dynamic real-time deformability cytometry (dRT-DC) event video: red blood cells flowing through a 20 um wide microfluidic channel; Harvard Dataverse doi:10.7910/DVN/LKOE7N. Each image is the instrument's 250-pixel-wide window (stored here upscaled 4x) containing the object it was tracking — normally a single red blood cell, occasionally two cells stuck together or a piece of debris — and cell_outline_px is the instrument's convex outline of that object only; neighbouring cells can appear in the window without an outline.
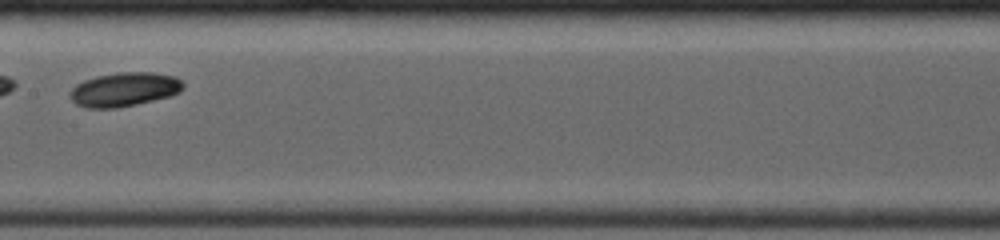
{"species": "common noctule bat (a hibernating species)", "species_latin": "Nyctalus noctula", "temperature_condition": "room temperature", "stored_images_in_passage": 27, "camera_frame_rate_fps": 4000, "um_per_image_px": 0.085, "animal": {"sex": "female", "body_mass_g": 19.0, "forearm_length_mm": 53.3}, "frame": {"image": 1, "passage_image": 12, "time_ms": 3.25, "image_size_px": [1000, 240], "cell_outline_px": [[184, 88], [180, 92], [172, 96], [136, 104], [116, 108], [84, 108], [76, 104], [68, 96], [72, 88], [76, 84], [84, 80], [96, 76], [120, 72], [152, 72], [176, 76], [184, 84]], "centroid_in_image_um": [10.57, 7.6], "position_along_channel_um": 196.8, "area_um2": 22.66}, "authors_computed_cell_mechanics": {"area_um2": 21.0392, "velocity_mm_per_s": 4.0219, "shape_relaxation_time_tau1_ms": 1.2256, "shape_relaxation_time_tau2_ms": 7.3818, "deformation_change_tau1": 0.0513, "deformation_change_tau2": 0.12}}